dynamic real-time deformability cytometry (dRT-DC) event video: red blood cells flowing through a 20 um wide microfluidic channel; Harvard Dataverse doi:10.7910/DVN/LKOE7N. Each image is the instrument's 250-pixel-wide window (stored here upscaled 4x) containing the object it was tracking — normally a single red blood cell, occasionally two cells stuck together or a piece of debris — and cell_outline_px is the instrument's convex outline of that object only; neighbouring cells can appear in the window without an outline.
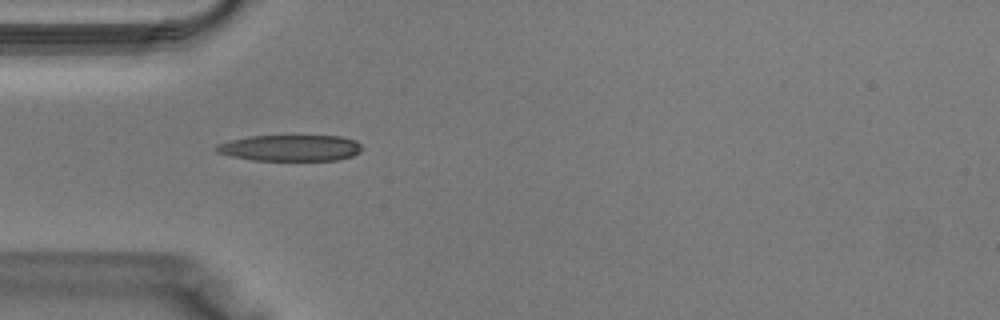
{"species": "Egyptian fruit bat (a non-hibernating species)", "species_latin": "Rousettus aegyptiacus", "temperature_condition": "warm", "stored_images_in_passage": 29, "camera_frame_rate_fps": 3000, "um_per_image_px": 0.085, "animal": {"sex": "male"}, "frame": {"image": 1, "passage_image": 2, "time_ms": 0.333, "image_size_px": [1000, 320], "cell_outline_px": [[364, 148], [360, 152], [352, 156], [336, 160], [252, 160], [232, 156], [216, 152], [212, 148], [216, 144], [232, 140], [252, 136], [340, 136], [356, 140]], "centroid_in_image_um": [24.69, 12.57], "position_along_channel_um": 60.3, "area_um2": 22.25}}
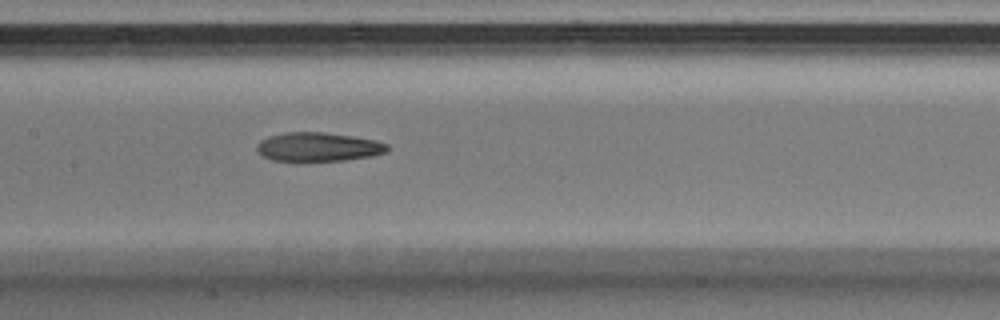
{"frame": {"image": 2, "passage_image": 9, "time_ms": 2.667, "image_size_px": [1000, 320], "cell_outline_px": [[392, 148], [388, 152], [372, 156], [344, 160], [296, 164], [272, 160], [264, 156], [256, 148], [256, 144], [260, 140], [268, 136], [284, 132], [324, 132], [352, 136], [376, 140], [388, 144]], "centroid_in_image_um": [27.04, 12.52], "position_along_channel_um": 180.4, "area_um2": 23.0}}
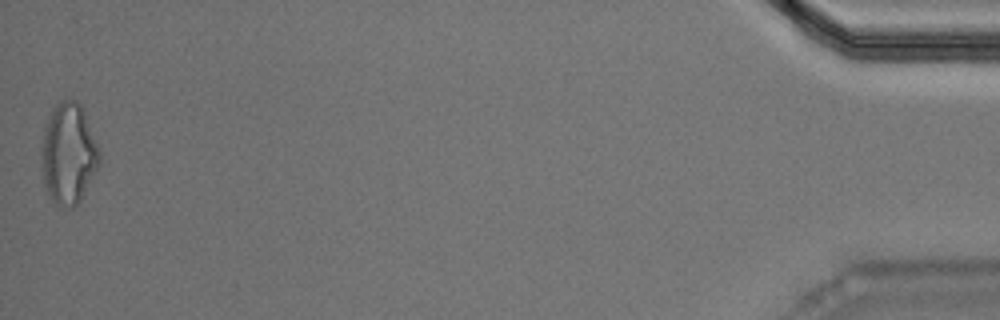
{"frame": {"image": 3, "passage_image": 29, "time_ms": 9.333, "image_size_px": [1000, 320], "cell_outline_px": [[100, 164], [96, 172], [80, 200], [72, 208], [64, 208], [56, 204], [52, 200], [44, 184], [40, 148], [44, 124], [48, 116], [56, 104], [64, 100], [76, 100], [80, 104], [84, 112], [100, 152]], "centroid_in_image_um": [5.8, 13.07], "position_along_channel_um": 429.4, "area_um2": 34.16}}